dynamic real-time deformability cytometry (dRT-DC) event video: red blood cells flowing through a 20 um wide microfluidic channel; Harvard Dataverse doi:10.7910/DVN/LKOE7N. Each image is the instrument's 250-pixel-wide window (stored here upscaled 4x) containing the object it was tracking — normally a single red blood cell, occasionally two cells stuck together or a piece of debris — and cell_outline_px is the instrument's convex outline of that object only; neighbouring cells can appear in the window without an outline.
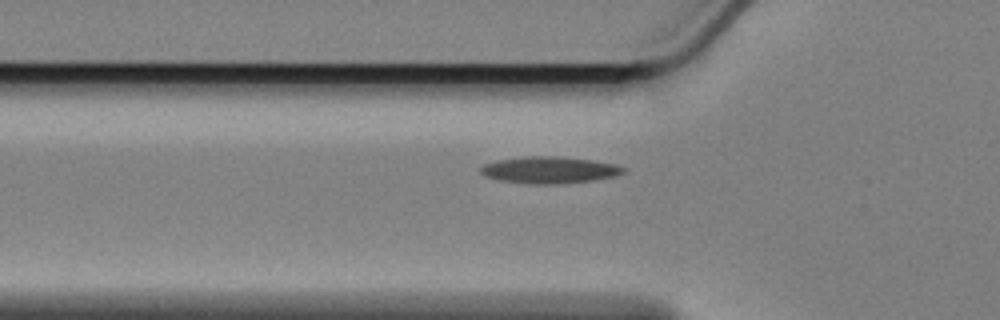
{"species": "Egyptian fruit bat (a non-hibernating species)", "species_latin": "Rousettus aegyptiacus", "temperature_condition": "cold", "stored_images_in_passage": 43, "camera_frame_rate_fps": 3000, "um_per_image_px": 0.085, "animal": {"sex": "female"}, "frame": {"image": 1, "passage_image": 9, "time_ms": 2.667, "image_size_px": [1000, 320], "cell_outline_px": [[628, 168], [624, 172], [616, 176], [592, 180], [556, 184], [536, 184], [500, 180], [488, 176], [480, 172], [480, 168], [484, 164], [500, 160], [524, 156], [556, 156], [592, 160], [616, 164]], "centroid_in_image_um": [46.76, 14.44], "position_along_channel_um": 79.0, "area_um2": 22.02}}
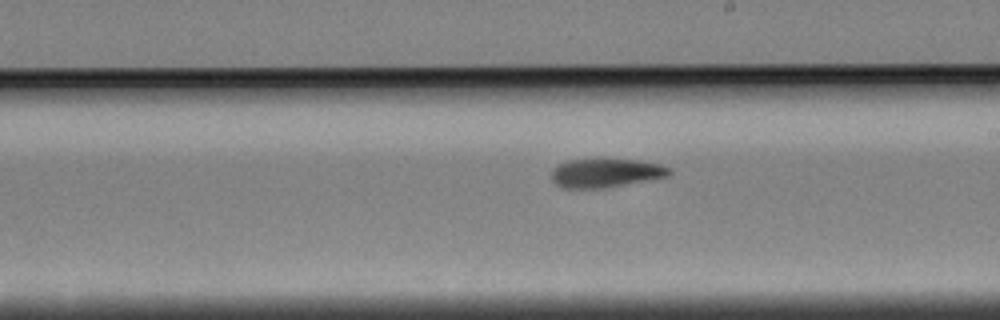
{"frame": {"image": 2, "passage_image": 23, "time_ms": 7.333, "image_size_px": [1000, 320], "cell_outline_px": [[672, 172], [668, 176], [600, 188], [564, 188], [556, 184], [552, 180], [552, 172], [560, 164], [568, 160], [596, 156], [604, 156], [640, 160], [660, 164], [672, 168]], "centroid_in_image_um": [51.5, 14.63], "position_along_channel_um": 237.5, "area_um2": 20.4}}
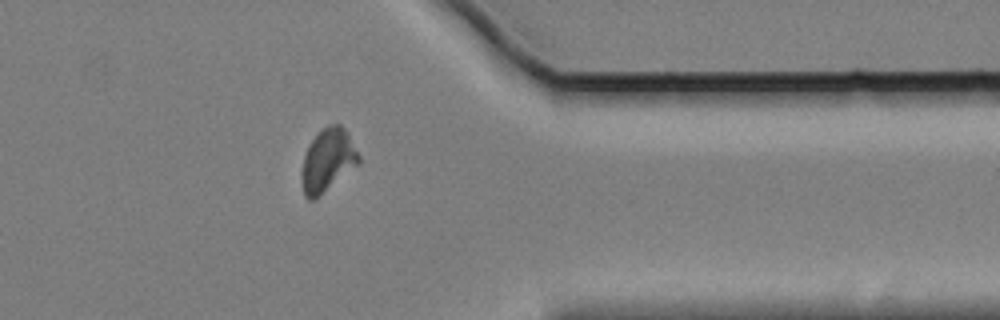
{"frame": {"image": 3, "passage_image": 37, "time_ms": 12.0, "image_size_px": [1000, 320], "cell_outline_px": [[360, 164], [312, 200], [308, 200], [304, 196], [300, 176], [304, 156], [308, 144], [328, 124], [340, 124], [348, 132], [360, 156]], "centroid_in_image_um": [27.86, 13.62], "position_along_channel_um": 383.5, "area_um2": 20.87}}